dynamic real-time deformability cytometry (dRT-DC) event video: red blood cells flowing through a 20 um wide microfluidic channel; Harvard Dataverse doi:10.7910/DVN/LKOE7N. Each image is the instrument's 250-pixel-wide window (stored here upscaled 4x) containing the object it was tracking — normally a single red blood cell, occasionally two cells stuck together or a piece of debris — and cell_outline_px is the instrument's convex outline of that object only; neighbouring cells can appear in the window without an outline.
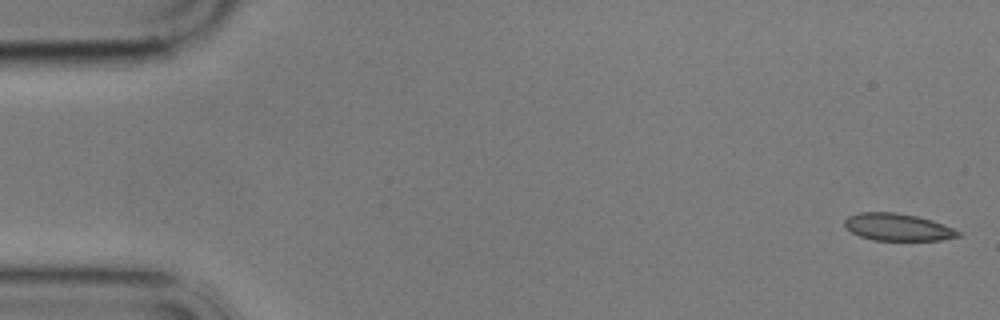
{"species": "common noctule bat (a hibernating species)", "species_latin": "Nyctalus noctula", "temperature_condition": "cold", "stored_images_in_passage": 11, "camera_frame_rate_fps": 3000, "um_per_image_px": 0.085, "animal": {"sex": "male", "body_mass_g": 17.9}, "frame": {"image": 1, "passage_image": 1, "time_ms": 0.0, "image_size_px": [1000, 320], "cell_outline_px": [[960, 236], [940, 240], [872, 240], [860, 236], [852, 232], [844, 224], [844, 220], [848, 216], [860, 212], [896, 212], [916, 216], [932, 220], [952, 228], [960, 232]], "centroid_in_image_um": [76.28, 19.3], "position_along_channel_um": 8.7, "area_um2": 17.86}}
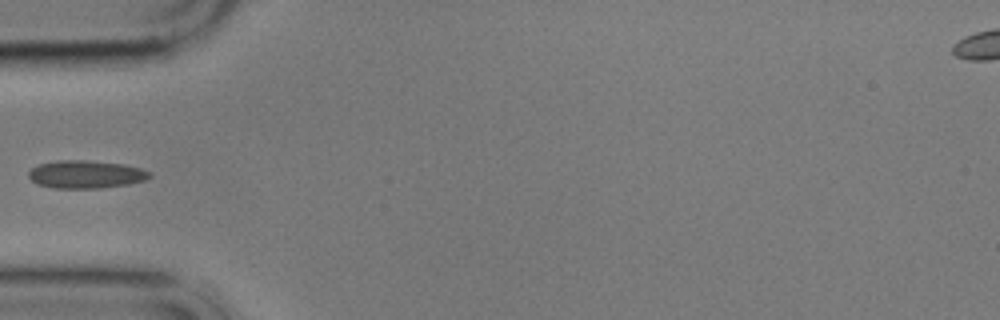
{"frame": {"image": 2, "passage_image": 5, "time_ms": 5.667, "image_size_px": [1000, 320], "cell_outline_px": [[152, 176], [144, 180], [128, 184], [100, 188], [52, 188], [40, 184], [32, 180], [28, 176], [28, 172], [32, 168], [40, 164], [56, 160], [88, 160], [124, 164], [140, 168], [152, 172]], "centroid_in_image_um": [7.32, 14.81], "position_along_channel_um": 77.7, "area_um2": 19.65}}
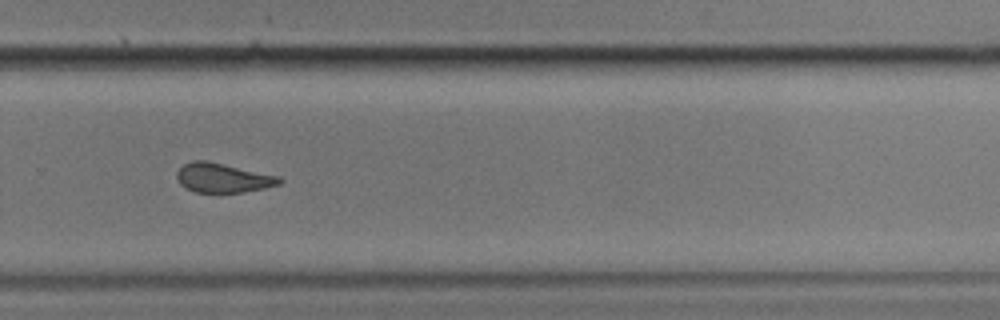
{"frame": {"image": 3, "passage_image": 11, "time_ms": 12.333, "image_size_px": [1000, 320], "cell_outline_px": [[284, 180], [280, 184], [264, 188], [244, 192], [196, 192], [184, 188], [180, 184], [176, 176], [176, 172], [184, 164], [192, 160], [208, 160], [280, 176]], "centroid_in_image_um": [18.95, 15.11], "position_along_channel_um": 310.9, "area_um2": 17.74}}